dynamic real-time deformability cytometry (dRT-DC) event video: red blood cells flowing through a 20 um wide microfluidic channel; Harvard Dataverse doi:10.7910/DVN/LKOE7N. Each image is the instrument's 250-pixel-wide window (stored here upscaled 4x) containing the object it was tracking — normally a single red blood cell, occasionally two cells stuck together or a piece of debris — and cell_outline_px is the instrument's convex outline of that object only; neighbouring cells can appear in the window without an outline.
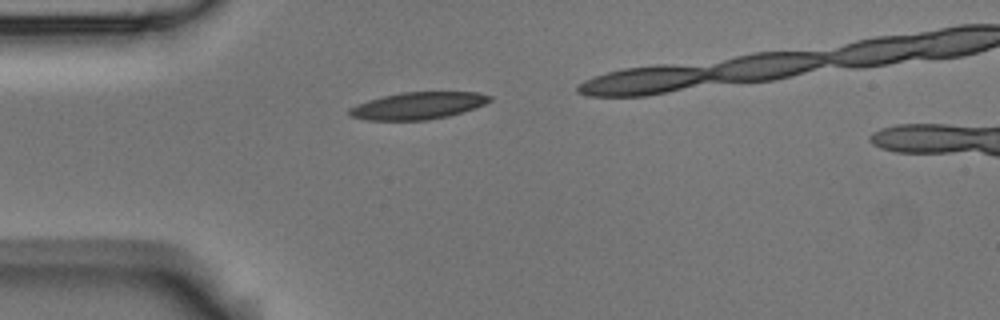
{"species": "Egyptian fruit bat (a non-hibernating species)", "species_latin": "Rousettus aegyptiacus", "temperature_condition": "room temperature", "stored_images_in_passage": 5, "camera_frame_rate_fps": 3000, "um_per_image_px": 0.085, "animal": {"sex": "male"}, "frame": {"image": 1, "passage_image": 1, "time_ms": 0.0, "image_size_px": [1000, 320], "cell_outline_px": [[492, 100], [476, 108], [448, 116], [428, 120], [368, 120], [352, 116], [348, 112], [348, 108], [356, 104], [368, 100], [384, 96], [404, 92], [476, 92], [492, 96]], "centroid_in_image_um": [35.54, 8.98], "position_along_channel_um": 49.5, "area_um2": 22.08}}
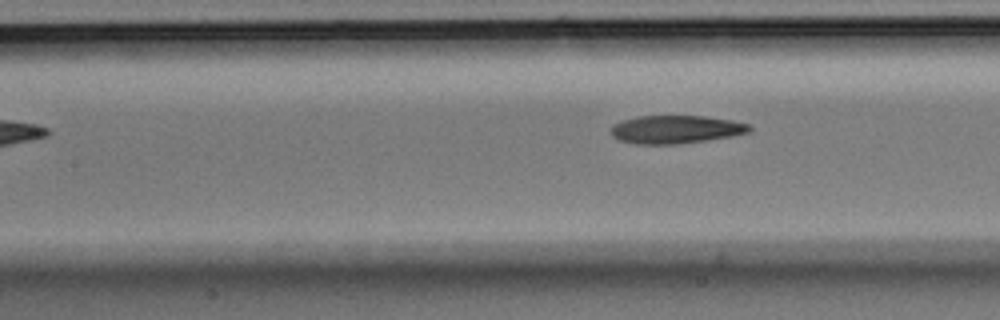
{"frame": {"image": 2, "passage_image": 5, "time_ms": 1.333, "image_size_px": [1000, 320], "cell_outline_px": [[752, 132], [732, 136], [676, 144], [636, 144], [620, 140], [612, 136], [612, 124], [620, 120], [636, 116], [704, 116], [732, 120], [748, 124], [752, 128]], "centroid_in_image_um": [57.43, 10.99], "position_along_channel_um": 150.0, "area_um2": 22.72}}